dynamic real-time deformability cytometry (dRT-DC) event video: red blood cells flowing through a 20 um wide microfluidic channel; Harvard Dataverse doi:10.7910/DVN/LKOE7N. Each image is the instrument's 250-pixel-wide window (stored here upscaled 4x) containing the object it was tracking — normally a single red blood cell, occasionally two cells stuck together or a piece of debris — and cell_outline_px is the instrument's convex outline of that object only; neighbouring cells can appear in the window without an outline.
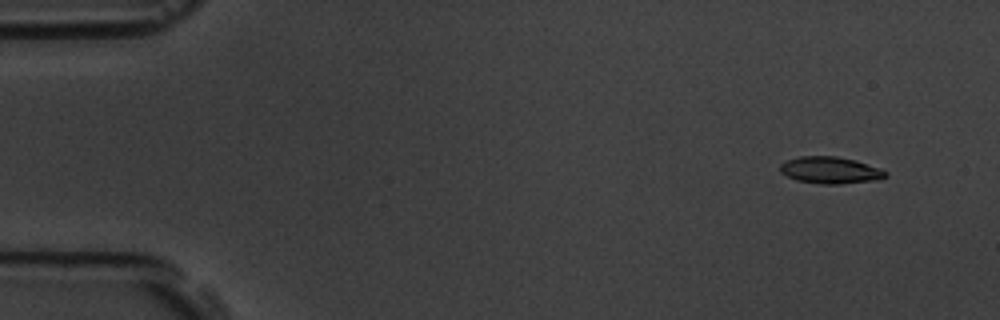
{"species": "common noctule bat (a hibernating species)", "species_latin": "Nyctalus noctula", "temperature_condition": "room temperature", "stored_images_in_passage": 7, "camera_frame_rate_fps": 3000, "um_per_image_px": 0.085, "animal": {"sex": "male", "body_mass_g": 19.5, "forearm_length_mm": 54.6}, "frame": {"image": 1, "passage_image": 1, "time_ms": 0.0, "image_size_px": [1000, 320], "cell_outline_px": [[888, 176], [880, 180], [840, 184], [820, 184], [796, 180], [780, 172], [780, 164], [788, 160], [800, 156], [836, 156], [856, 160], [880, 168], [888, 172]], "centroid_in_image_um": [70.62, 14.47], "position_along_channel_um": 14.4, "area_um2": 16.65}}
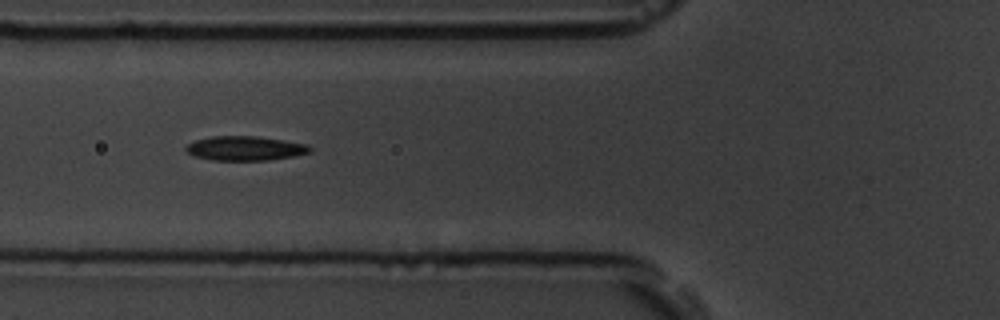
{"frame": {"image": 2, "passage_image": 5, "time_ms": 1.333, "image_size_px": [1000, 320], "cell_outline_px": [[312, 152], [296, 156], [268, 160], [212, 160], [196, 156], [188, 152], [184, 148], [188, 144], [196, 140], [212, 136], [256, 136], [284, 140], [308, 144], [312, 148]], "centroid_in_image_um": [20.89, 12.6], "position_along_channel_um": 104.9, "area_um2": 17.63}}
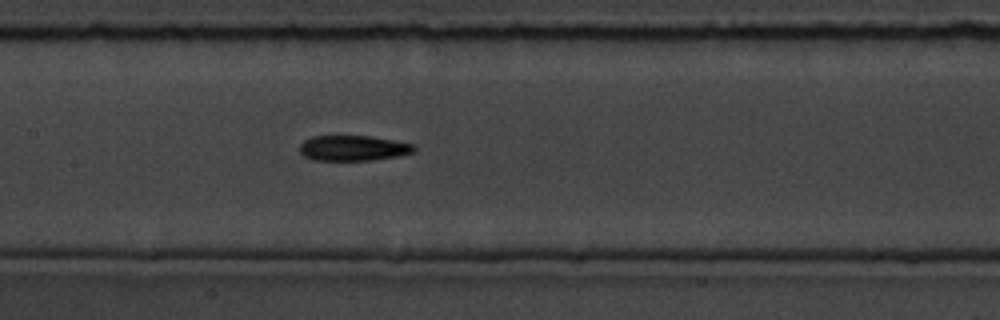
{"frame": {"image": 3, "passage_image": 7, "time_ms": 2.0, "image_size_px": [1000, 320], "cell_outline_px": [[416, 148], [412, 152], [400, 156], [372, 160], [316, 160], [304, 156], [300, 152], [300, 144], [304, 140], [312, 136], [372, 136], [416, 144]], "centroid_in_image_um": [30.05, 12.58], "position_along_channel_um": 177.3, "area_um2": 16.99}}